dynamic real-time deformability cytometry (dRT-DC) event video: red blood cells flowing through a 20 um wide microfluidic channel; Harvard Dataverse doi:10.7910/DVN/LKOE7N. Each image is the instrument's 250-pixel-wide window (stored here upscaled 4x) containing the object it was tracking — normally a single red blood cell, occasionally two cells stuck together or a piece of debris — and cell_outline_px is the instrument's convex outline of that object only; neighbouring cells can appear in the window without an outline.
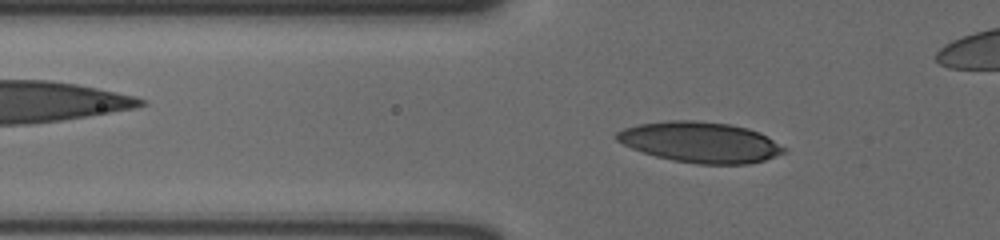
{"species": "human", "species_latin": "Homo sapiens", "temperature_condition": "cold", "stored_images_in_passage": 47, "camera_frame_rate_fps": 3000, "um_per_image_px": 0.085, "donor": {"sex": "male"}, "frame": {"image": 1, "passage_image": 14, "time_ms": 4.333, "image_size_px": [1000, 240], "cell_outline_px": [[788, 152], [764, 160], [748, 164], [696, 164], [672, 160], [656, 156], [632, 148], [616, 140], [616, 132], [624, 128], [640, 124], [668, 120], [696, 120], [728, 124], [748, 128], [760, 132], [788, 148]], "centroid_in_image_um": [59.57, 12.09], "position_along_channel_um": 66.2, "area_um2": 39.71}}
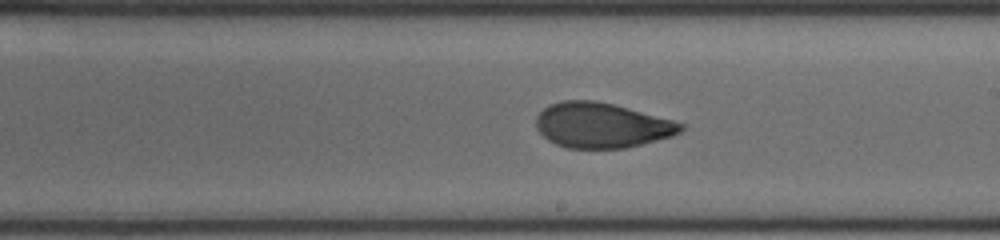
{"frame": {"image": 2, "passage_image": 29, "time_ms": 9.333, "image_size_px": [1000, 240], "cell_outline_px": [[684, 128], [680, 132], [672, 136], [624, 148], [568, 148], [556, 144], [548, 140], [536, 128], [536, 116], [544, 108], [552, 104], [564, 100], [596, 100], [612, 104], [672, 120], [684, 124]], "centroid_in_image_um": [51.12, 10.65], "position_along_channel_um": 237.9, "area_um2": 37.63}}
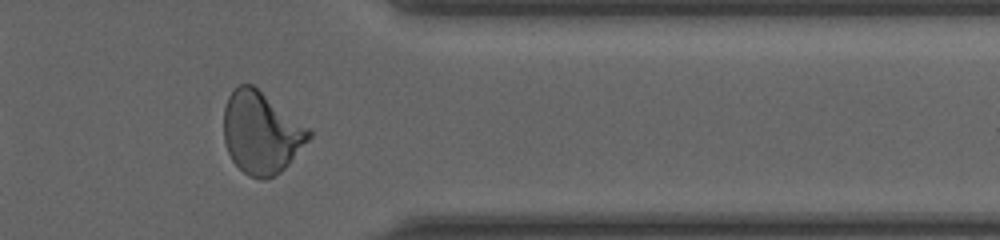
{"frame": {"image": 3, "passage_image": 42, "time_ms": 13.667, "image_size_px": [1000, 240], "cell_outline_px": [[312, 136], [288, 164], [276, 176], [264, 180], [260, 180], [248, 176], [232, 160], [228, 152], [224, 140], [224, 108], [228, 96], [240, 84], [252, 84], [308, 128], [312, 132]], "centroid_in_image_um": [22.18, 11.31], "position_along_channel_um": 389.2, "area_um2": 40.29}}